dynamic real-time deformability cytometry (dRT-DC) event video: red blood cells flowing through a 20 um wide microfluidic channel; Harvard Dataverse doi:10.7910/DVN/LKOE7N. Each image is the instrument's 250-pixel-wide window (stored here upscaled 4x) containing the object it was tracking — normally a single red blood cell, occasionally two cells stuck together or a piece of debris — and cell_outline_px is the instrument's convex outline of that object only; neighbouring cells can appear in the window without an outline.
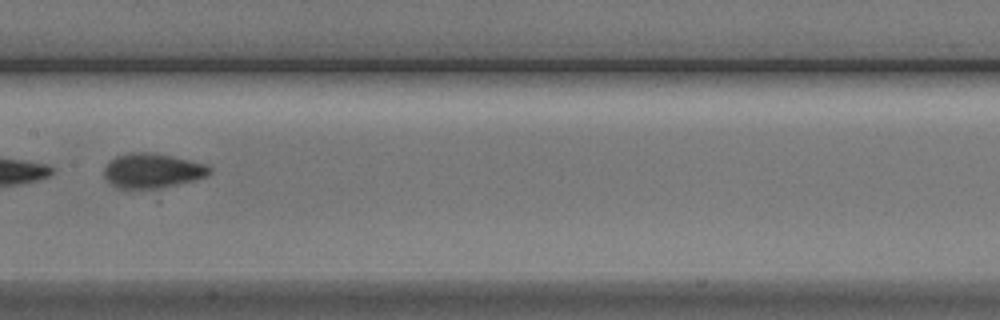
{"species": "Egyptian fruit bat (a non-hibernating species)", "species_latin": "Rousettus aegyptiacus", "temperature_condition": "cold", "stored_images_in_passage": 10, "camera_frame_rate_fps": 3000, "um_per_image_px": 0.085, "animal": {"sex": "male"}, "frame": {"image": 1, "passage_image": 4, "time_ms": 4.0, "image_size_px": [1000, 320], "cell_outline_px": [[212, 172], [208, 176], [196, 180], [160, 188], [116, 188], [104, 176], [104, 168], [116, 156], [128, 152], [152, 152], [172, 156], [208, 164], [212, 168]], "centroid_in_image_um": [13.0, 14.5], "position_along_channel_um": 194.4, "area_um2": 21.44}}
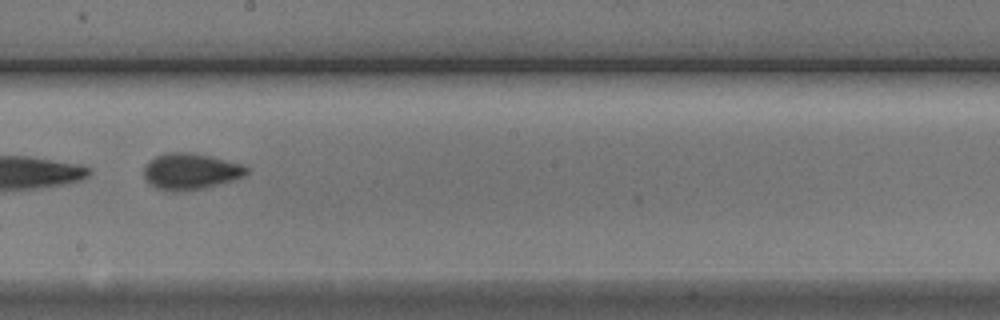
{"frame": {"image": 2, "passage_image": 5, "time_ms": 5.0, "image_size_px": [1000, 320], "cell_outline_px": [[248, 172], [244, 176], [232, 180], [204, 188], [188, 192], [168, 192], [156, 188], [144, 176], [144, 168], [156, 156], [168, 152], [188, 152], [212, 156], [240, 164], [248, 168]], "centroid_in_image_um": [16.2, 14.59], "position_along_channel_um": 232.0, "area_um2": 21.62}}
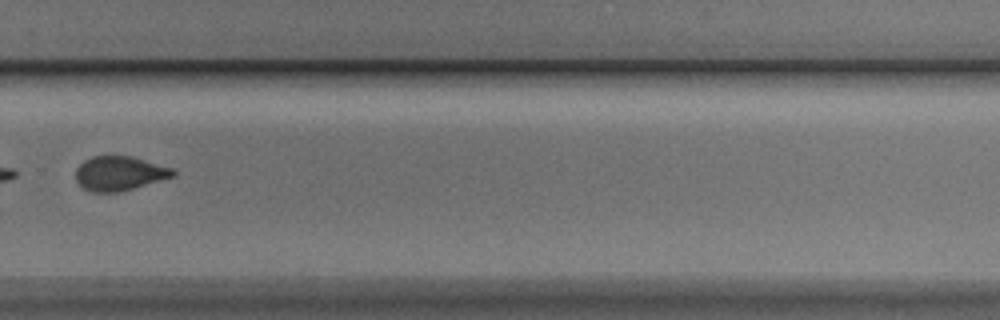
{"frame": {"image": 3, "passage_image": 7, "time_ms": 7.333, "image_size_px": [1000, 320], "cell_outline_px": [[176, 176], [120, 192], [92, 192], [84, 188], [76, 180], [76, 168], [84, 160], [92, 156], [132, 156], [176, 168]], "centroid_in_image_um": [10.21, 14.73], "position_along_channel_um": 319.6, "area_um2": 19.71}}